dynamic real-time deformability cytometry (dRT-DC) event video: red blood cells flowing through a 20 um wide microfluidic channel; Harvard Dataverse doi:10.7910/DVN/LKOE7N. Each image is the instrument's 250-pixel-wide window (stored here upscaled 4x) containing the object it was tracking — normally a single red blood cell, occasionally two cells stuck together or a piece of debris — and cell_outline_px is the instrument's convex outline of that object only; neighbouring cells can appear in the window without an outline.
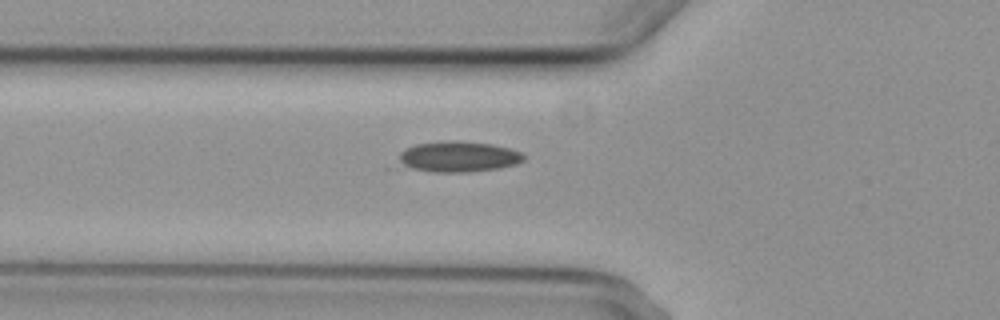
{"species": "common noctule bat (a hibernating species)", "species_latin": "Nyctalus noctula", "temperature_condition": "cold", "stored_images_in_passage": 5, "camera_frame_rate_fps": 3000, "um_per_image_px": 0.085, "animal": {"sex": "female", "body_mass_g": 29.2, "forearm_length_mm": 56.3}, "frame": {"image": 1, "passage_image": 5, "time_ms": 5.667, "image_size_px": [1000, 320], "cell_outline_px": [[524, 160], [516, 164], [500, 168], [468, 172], [432, 172], [384, 168], [404, 148], [416, 144], [456, 140], [492, 144], [512, 148], [520, 152], [524, 156]], "centroid_in_image_um": [38.67, 13.36], "position_along_channel_um": 87.1, "area_um2": 23.87}}